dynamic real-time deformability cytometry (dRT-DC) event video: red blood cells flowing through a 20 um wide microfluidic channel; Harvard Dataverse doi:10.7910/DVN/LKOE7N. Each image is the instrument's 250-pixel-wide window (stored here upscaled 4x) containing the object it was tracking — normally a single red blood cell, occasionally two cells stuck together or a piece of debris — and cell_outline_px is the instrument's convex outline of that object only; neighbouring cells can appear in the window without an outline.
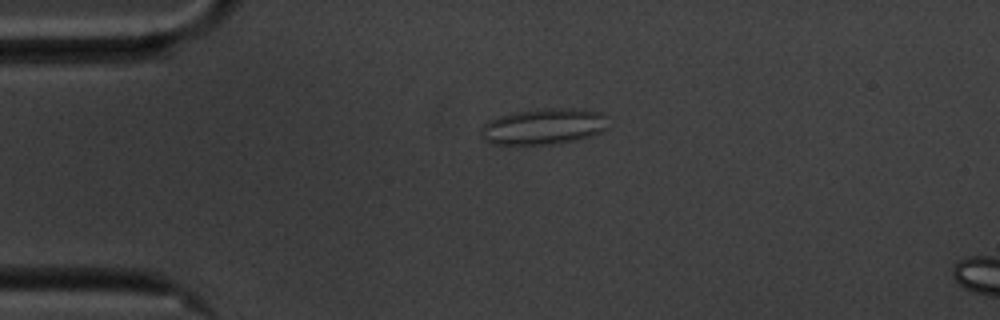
{"species": "common noctule bat (a hibernating species)", "species_latin": "Nyctalus noctula", "temperature_condition": "cold", "stored_images_in_passage": 39, "camera_frame_rate_fps": 3000, "um_per_image_px": 0.085, "animal": {"sex": "male", "body_mass_g": 20.1, "forearm_length_mm": 53.5}, "frame": {"image": 1, "passage_image": 1, "time_ms": 0.0, "image_size_px": [1000, 320], "cell_outline_px": [[604, 128], [600, 132], [588, 136], [572, 140], [552, 144], [488, 144], [480, 136], [484, 124], [488, 120], [500, 116], [520, 112], [544, 108], [572, 108], [604, 112]], "centroid_in_image_um": [46.14, 10.75], "position_along_channel_um": 38.9, "area_um2": 26.18}}
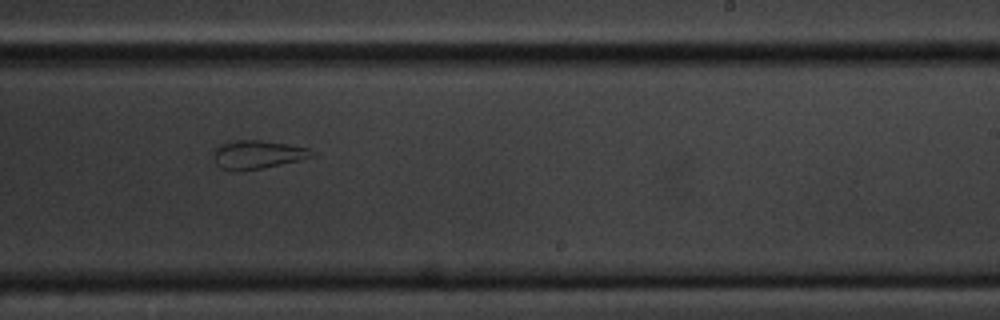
{"frame": {"image": 2, "passage_image": 23, "time_ms": 7.333, "image_size_px": [1000, 320], "cell_outline_px": [[316, 156], [300, 160], [264, 168], [240, 172], [232, 172], [220, 168], [216, 164], [212, 156], [216, 148], [220, 144], [236, 140], [260, 140], [288, 144], [308, 148]], "centroid_in_image_um": [21.85, 13.16], "position_along_channel_um": 267.2, "area_um2": 16.59}}
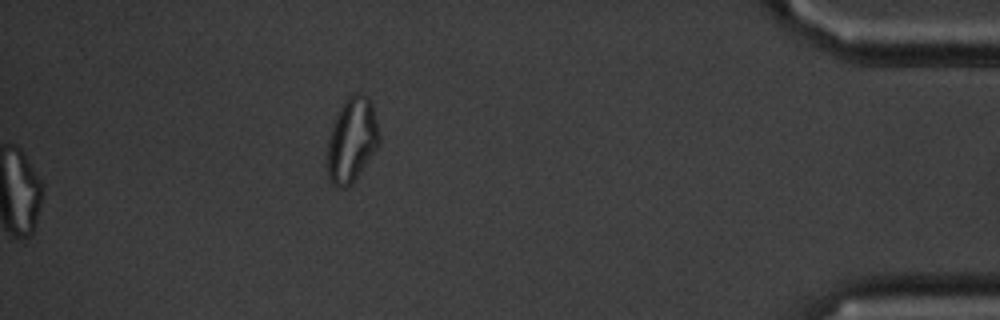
{"frame": {"image": 3, "passage_image": 39, "time_ms": 12.667, "image_size_px": [1000, 320], "cell_outline_px": [[380, 144], [352, 184], [344, 188], [336, 188], [328, 184], [324, 164], [328, 140], [332, 124], [344, 100], [348, 96], [356, 92], [360, 92], [368, 96], [372, 104], [380, 136]], "centroid_in_image_um": [29.85, 11.96], "position_along_channel_um": 405.3, "area_um2": 26.47}, "authors_computed_cell_mechanics": {"area_um2": 17.34, "velocity_mm_per_s": 3.4933, "shape_relaxation_time_tau1_ms": null, "shape_relaxation_time_tau2_ms": 1.647, "deformation_change_tau1": null, "deformation_change_tau2": 0.0771}}